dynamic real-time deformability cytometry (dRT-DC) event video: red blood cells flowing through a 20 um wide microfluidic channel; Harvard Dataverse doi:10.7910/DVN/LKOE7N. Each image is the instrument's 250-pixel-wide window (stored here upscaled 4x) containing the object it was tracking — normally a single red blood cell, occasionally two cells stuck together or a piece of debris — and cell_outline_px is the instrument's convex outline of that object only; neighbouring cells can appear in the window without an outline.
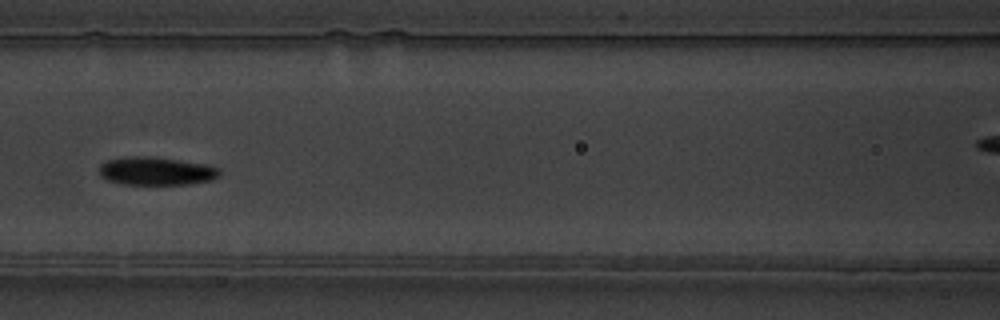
{"species": "common noctule bat (a hibernating species)", "species_latin": "Nyctalus noctula", "temperature_condition": "warm", "stored_images_in_passage": 10, "camera_frame_rate_fps": 3000, "um_per_image_px": 0.085, "animal": {"sex": "male", "body_mass_g": 19.5, "forearm_length_mm": 54.6}, "frame": {"image": 1, "passage_image": 6, "time_ms": 6.667, "image_size_px": [1000, 320], "cell_outline_px": [[220, 176], [212, 180], [188, 184], [124, 184], [108, 180], [100, 176], [100, 164], [108, 160], [128, 156], [148, 156], [208, 164], [216, 168], [220, 172]], "centroid_in_image_um": [13.28, 14.54], "position_along_channel_um": 153.3, "area_um2": 19.65}}
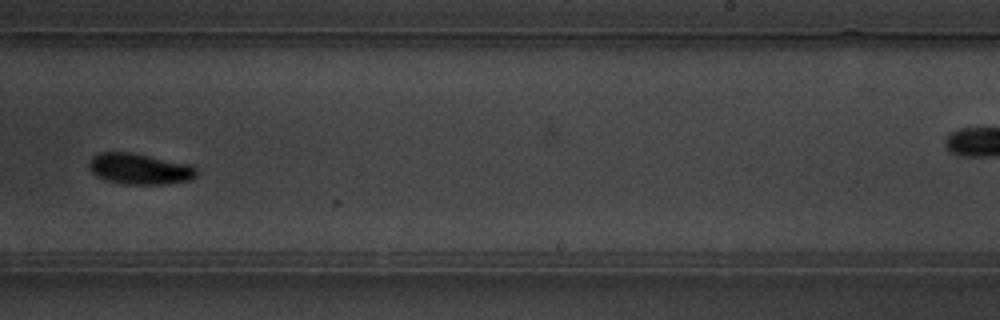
{"frame": {"image": 2, "passage_image": 9, "time_ms": 10.0, "image_size_px": [1000, 320], "cell_outline_px": [[196, 176], [192, 180], [164, 184], [124, 184], [108, 180], [96, 176], [88, 168], [88, 160], [92, 156], [100, 152], [132, 152], [192, 164], [196, 168]], "centroid_in_image_um": [11.87, 14.34], "position_along_channel_um": 277.1, "area_um2": 19.65}}